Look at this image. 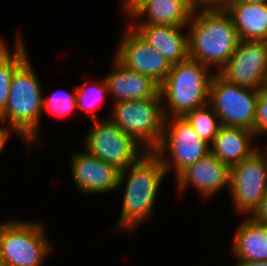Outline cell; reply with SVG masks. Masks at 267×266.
<instances>
[{
    "mask_svg": "<svg viewBox=\"0 0 267 266\" xmlns=\"http://www.w3.org/2000/svg\"><path fill=\"white\" fill-rule=\"evenodd\" d=\"M189 29V58L219 71L236 50L239 37L224 8L202 7L192 14Z\"/></svg>",
    "mask_w": 267,
    "mask_h": 266,
    "instance_id": "obj_1",
    "label": "cell"
},
{
    "mask_svg": "<svg viewBox=\"0 0 267 266\" xmlns=\"http://www.w3.org/2000/svg\"><path fill=\"white\" fill-rule=\"evenodd\" d=\"M166 174L162 161L154 152H147L135 164L120 171L118 188L126 182V189L119 228L132 231L140 222L150 217L159 186Z\"/></svg>",
    "mask_w": 267,
    "mask_h": 266,
    "instance_id": "obj_2",
    "label": "cell"
},
{
    "mask_svg": "<svg viewBox=\"0 0 267 266\" xmlns=\"http://www.w3.org/2000/svg\"><path fill=\"white\" fill-rule=\"evenodd\" d=\"M43 91L29 58L15 71L0 123L9 121L7 130L24 138L26 145L38 139L43 112Z\"/></svg>",
    "mask_w": 267,
    "mask_h": 266,
    "instance_id": "obj_3",
    "label": "cell"
},
{
    "mask_svg": "<svg viewBox=\"0 0 267 266\" xmlns=\"http://www.w3.org/2000/svg\"><path fill=\"white\" fill-rule=\"evenodd\" d=\"M207 68L190 58L172 65L159 87L162 100L167 102V105L166 102L163 104L165 118L183 117L209 103L210 85L215 73L208 72Z\"/></svg>",
    "mask_w": 267,
    "mask_h": 266,
    "instance_id": "obj_4",
    "label": "cell"
},
{
    "mask_svg": "<svg viewBox=\"0 0 267 266\" xmlns=\"http://www.w3.org/2000/svg\"><path fill=\"white\" fill-rule=\"evenodd\" d=\"M162 98L129 100L115 103L109 118L126 134L133 137L147 152L160 144L165 116ZM145 144V145H144Z\"/></svg>",
    "mask_w": 267,
    "mask_h": 266,
    "instance_id": "obj_5",
    "label": "cell"
},
{
    "mask_svg": "<svg viewBox=\"0 0 267 266\" xmlns=\"http://www.w3.org/2000/svg\"><path fill=\"white\" fill-rule=\"evenodd\" d=\"M41 223L11 220L0 224V258L6 266H41L50 252Z\"/></svg>",
    "mask_w": 267,
    "mask_h": 266,
    "instance_id": "obj_6",
    "label": "cell"
},
{
    "mask_svg": "<svg viewBox=\"0 0 267 266\" xmlns=\"http://www.w3.org/2000/svg\"><path fill=\"white\" fill-rule=\"evenodd\" d=\"M260 91L229 83L215 73L210 85L208 104H211L221 126L254 132L256 102Z\"/></svg>",
    "mask_w": 267,
    "mask_h": 266,
    "instance_id": "obj_7",
    "label": "cell"
},
{
    "mask_svg": "<svg viewBox=\"0 0 267 266\" xmlns=\"http://www.w3.org/2000/svg\"><path fill=\"white\" fill-rule=\"evenodd\" d=\"M95 126L85 138V151L100 160L115 166L120 171L139 161L140 145L133 137L123 132L110 118L94 120ZM139 151V152H138Z\"/></svg>",
    "mask_w": 267,
    "mask_h": 266,
    "instance_id": "obj_8",
    "label": "cell"
},
{
    "mask_svg": "<svg viewBox=\"0 0 267 266\" xmlns=\"http://www.w3.org/2000/svg\"><path fill=\"white\" fill-rule=\"evenodd\" d=\"M166 151L170 152L172 162L164 158ZM153 152L167 172L174 165L177 176L189 165L211 153V146L199 137L184 117H170L165 118L160 144Z\"/></svg>",
    "mask_w": 267,
    "mask_h": 266,
    "instance_id": "obj_9",
    "label": "cell"
},
{
    "mask_svg": "<svg viewBox=\"0 0 267 266\" xmlns=\"http://www.w3.org/2000/svg\"><path fill=\"white\" fill-rule=\"evenodd\" d=\"M229 188L236 210L250 216L267 191V156L260 148L231 166Z\"/></svg>",
    "mask_w": 267,
    "mask_h": 266,
    "instance_id": "obj_10",
    "label": "cell"
},
{
    "mask_svg": "<svg viewBox=\"0 0 267 266\" xmlns=\"http://www.w3.org/2000/svg\"><path fill=\"white\" fill-rule=\"evenodd\" d=\"M227 82L256 90L267 88V41L239 40L225 66L217 72Z\"/></svg>",
    "mask_w": 267,
    "mask_h": 266,
    "instance_id": "obj_11",
    "label": "cell"
},
{
    "mask_svg": "<svg viewBox=\"0 0 267 266\" xmlns=\"http://www.w3.org/2000/svg\"><path fill=\"white\" fill-rule=\"evenodd\" d=\"M126 31L114 58L126 68L150 77L160 86L172 65L163 55L146 43L131 26H128Z\"/></svg>",
    "mask_w": 267,
    "mask_h": 266,
    "instance_id": "obj_12",
    "label": "cell"
},
{
    "mask_svg": "<svg viewBox=\"0 0 267 266\" xmlns=\"http://www.w3.org/2000/svg\"><path fill=\"white\" fill-rule=\"evenodd\" d=\"M230 168L209 153L176 176L178 190L182 192L188 185H192L202 197L208 198L223 187L230 186Z\"/></svg>",
    "mask_w": 267,
    "mask_h": 266,
    "instance_id": "obj_13",
    "label": "cell"
},
{
    "mask_svg": "<svg viewBox=\"0 0 267 266\" xmlns=\"http://www.w3.org/2000/svg\"><path fill=\"white\" fill-rule=\"evenodd\" d=\"M72 176L77 187L88 194L118 189L120 170L86 151L72 156Z\"/></svg>",
    "mask_w": 267,
    "mask_h": 266,
    "instance_id": "obj_14",
    "label": "cell"
},
{
    "mask_svg": "<svg viewBox=\"0 0 267 266\" xmlns=\"http://www.w3.org/2000/svg\"><path fill=\"white\" fill-rule=\"evenodd\" d=\"M122 6L130 19L142 20L140 25L186 26L192 13L176 0H122ZM140 17V18H139Z\"/></svg>",
    "mask_w": 267,
    "mask_h": 266,
    "instance_id": "obj_15",
    "label": "cell"
},
{
    "mask_svg": "<svg viewBox=\"0 0 267 266\" xmlns=\"http://www.w3.org/2000/svg\"><path fill=\"white\" fill-rule=\"evenodd\" d=\"M130 26L171 65L189 58V35L186 36L181 31L186 26L138 24Z\"/></svg>",
    "mask_w": 267,
    "mask_h": 266,
    "instance_id": "obj_16",
    "label": "cell"
},
{
    "mask_svg": "<svg viewBox=\"0 0 267 266\" xmlns=\"http://www.w3.org/2000/svg\"><path fill=\"white\" fill-rule=\"evenodd\" d=\"M108 91L116 99L115 103L129 100L155 98L160 95L159 85L150 77L126 68L116 58L114 72L105 77Z\"/></svg>",
    "mask_w": 267,
    "mask_h": 266,
    "instance_id": "obj_17",
    "label": "cell"
},
{
    "mask_svg": "<svg viewBox=\"0 0 267 266\" xmlns=\"http://www.w3.org/2000/svg\"><path fill=\"white\" fill-rule=\"evenodd\" d=\"M255 138L253 131L221 126L211 144V153L228 166L240 163L249 157L259 147L251 146V140Z\"/></svg>",
    "mask_w": 267,
    "mask_h": 266,
    "instance_id": "obj_18",
    "label": "cell"
},
{
    "mask_svg": "<svg viewBox=\"0 0 267 266\" xmlns=\"http://www.w3.org/2000/svg\"><path fill=\"white\" fill-rule=\"evenodd\" d=\"M224 9L233 20L239 40L267 41V4L230 2Z\"/></svg>",
    "mask_w": 267,
    "mask_h": 266,
    "instance_id": "obj_19",
    "label": "cell"
},
{
    "mask_svg": "<svg viewBox=\"0 0 267 266\" xmlns=\"http://www.w3.org/2000/svg\"><path fill=\"white\" fill-rule=\"evenodd\" d=\"M232 252L240 261H267V226L247 216L236 230Z\"/></svg>",
    "mask_w": 267,
    "mask_h": 266,
    "instance_id": "obj_20",
    "label": "cell"
},
{
    "mask_svg": "<svg viewBox=\"0 0 267 266\" xmlns=\"http://www.w3.org/2000/svg\"><path fill=\"white\" fill-rule=\"evenodd\" d=\"M18 34L15 51H9L6 44L0 41V115L4 112L13 74L28 59L23 41Z\"/></svg>",
    "mask_w": 267,
    "mask_h": 266,
    "instance_id": "obj_21",
    "label": "cell"
},
{
    "mask_svg": "<svg viewBox=\"0 0 267 266\" xmlns=\"http://www.w3.org/2000/svg\"><path fill=\"white\" fill-rule=\"evenodd\" d=\"M208 105L187 112L183 117L193 127L199 137L211 145L221 124L212 107L208 109Z\"/></svg>",
    "mask_w": 267,
    "mask_h": 266,
    "instance_id": "obj_22",
    "label": "cell"
},
{
    "mask_svg": "<svg viewBox=\"0 0 267 266\" xmlns=\"http://www.w3.org/2000/svg\"><path fill=\"white\" fill-rule=\"evenodd\" d=\"M83 85L84 86H79L76 89L77 108L82 109L86 112H92L90 113L91 118L93 120H97L98 116L96 113H94V111L95 109L100 108L99 106H102V103H100V101H103V99H105V94L109 93L108 85L105 78H103L100 82L95 83L94 87L86 86L87 83H84Z\"/></svg>",
    "mask_w": 267,
    "mask_h": 266,
    "instance_id": "obj_23",
    "label": "cell"
},
{
    "mask_svg": "<svg viewBox=\"0 0 267 266\" xmlns=\"http://www.w3.org/2000/svg\"><path fill=\"white\" fill-rule=\"evenodd\" d=\"M61 92V91H60ZM77 108L76 90L74 93L54 92L50 97H43V109L56 116H64Z\"/></svg>",
    "mask_w": 267,
    "mask_h": 266,
    "instance_id": "obj_24",
    "label": "cell"
},
{
    "mask_svg": "<svg viewBox=\"0 0 267 266\" xmlns=\"http://www.w3.org/2000/svg\"><path fill=\"white\" fill-rule=\"evenodd\" d=\"M255 136L267 134V88L259 92L255 111Z\"/></svg>",
    "mask_w": 267,
    "mask_h": 266,
    "instance_id": "obj_25",
    "label": "cell"
},
{
    "mask_svg": "<svg viewBox=\"0 0 267 266\" xmlns=\"http://www.w3.org/2000/svg\"><path fill=\"white\" fill-rule=\"evenodd\" d=\"M250 216L258 223L267 226V191L261 199L259 206L252 214H250Z\"/></svg>",
    "mask_w": 267,
    "mask_h": 266,
    "instance_id": "obj_26",
    "label": "cell"
},
{
    "mask_svg": "<svg viewBox=\"0 0 267 266\" xmlns=\"http://www.w3.org/2000/svg\"><path fill=\"white\" fill-rule=\"evenodd\" d=\"M206 8H225L230 2L235 0H199Z\"/></svg>",
    "mask_w": 267,
    "mask_h": 266,
    "instance_id": "obj_27",
    "label": "cell"
},
{
    "mask_svg": "<svg viewBox=\"0 0 267 266\" xmlns=\"http://www.w3.org/2000/svg\"><path fill=\"white\" fill-rule=\"evenodd\" d=\"M182 3L192 14H194L198 9H201L203 6L199 0H176Z\"/></svg>",
    "mask_w": 267,
    "mask_h": 266,
    "instance_id": "obj_28",
    "label": "cell"
},
{
    "mask_svg": "<svg viewBox=\"0 0 267 266\" xmlns=\"http://www.w3.org/2000/svg\"><path fill=\"white\" fill-rule=\"evenodd\" d=\"M10 137V132L5 127H0V153Z\"/></svg>",
    "mask_w": 267,
    "mask_h": 266,
    "instance_id": "obj_29",
    "label": "cell"
},
{
    "mask_svg": "<svg viewBox=\"0 0 267 266\" xmlns=\"http://www.w3.org/2000/svg\"><path fill=\"white\" fill-rule=\"evenodd\" d=\"M236 266H267V261L251 262V261H239Z\"/></svg>",
    "mask_w": 267,
    "mask_h": 266,
    "instance_id": "obj_30",
    "label": "cell"
},
{
    "mask_svg": "<svg viewBox=\"0 0 267 266\" xmlns=\"http://www.w3.org/2000/svg\"><path fill=\"white\" fill-rule=\"evenodd\" d=\"M232 2L267 4V0H235Z\"/></svg>",
    "mask_w": 267,
    "mask_h": 266,
    "instance_id": "obj_31",
    "label": "cell"
},
{
    "mask_svg": "<svg viewBox=\"0 0 267 266\" xmlns=\"http://www.w3.org/2000/svg\"><path fill=\"white\" fill-rule=\"evenodd\" d=\"M264 150H265L264 153L267 156V145H265V149Z\"/></svg>",
    "mask_w": 267,
    "mask_h": 266,
    "instance_id": "obj_32",
    "label": "cell"
}]
</instances>
